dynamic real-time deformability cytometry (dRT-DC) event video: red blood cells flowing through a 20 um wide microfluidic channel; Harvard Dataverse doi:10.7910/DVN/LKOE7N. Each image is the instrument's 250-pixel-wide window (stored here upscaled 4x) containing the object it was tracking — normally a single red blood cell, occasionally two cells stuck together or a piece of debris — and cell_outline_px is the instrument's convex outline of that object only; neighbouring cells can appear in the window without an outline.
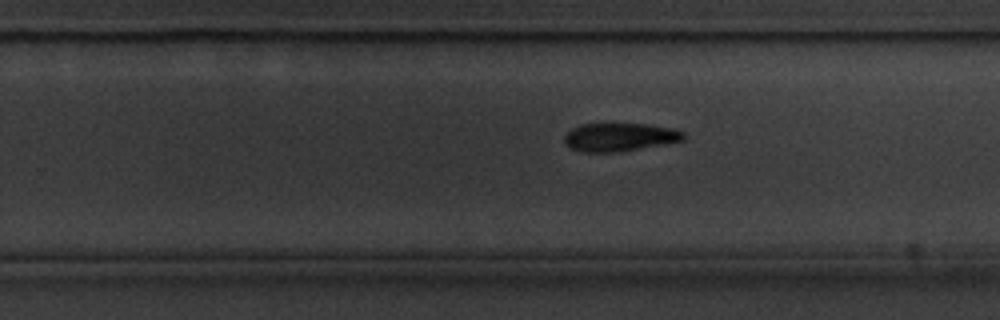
{"species": "common noctule bat (a hibernating species)", "species_latin": "Nyctalus noctula", "temperature_condition": "cold", "stored_images_in_passage": 41, "camera_frame_rate_fps": 3000, "um_per_image_px": 0.085, "animal": {"sex": "male", "body_mass_g": 20.1, "forearm_length_mm": 53.5}, "frame": {"image": 1, "passage_image": 21, "time_ms": 6.667, "image_size_px": [1000, 320], "cell_outline_px": [[684, 140], [616, 152], [584, 152], [568, 148], [564, 144], [564, 136], [572, 128], [580, 124], [648, 124], [672, 128], [684, 132]], "centroid_in_image_um": [52.61, 11.65], "position_along_channel_um": 277.2, "area_um2": 19.48}}
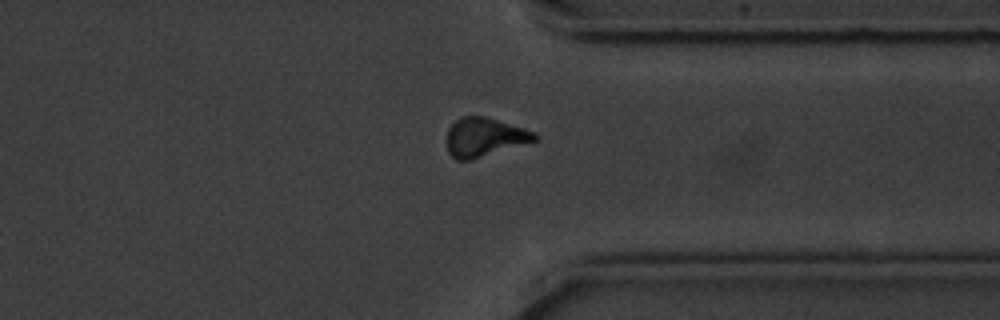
{"frame": {"image": 2, "passage_image": 29, "time_ms": 9.333, "image_size_px": [1000, 320], "cell_outline_px": [[540, 136], [536, 140], [472, 160], [456, 160], [448, 152], [448, 128], [460, 116], [484, 116], [524, 128], [536, 132]], "centroid_in_image_um": [41.18, 11.66], "position_along_channel_um": 370.2, "area_um2": 19.77}}
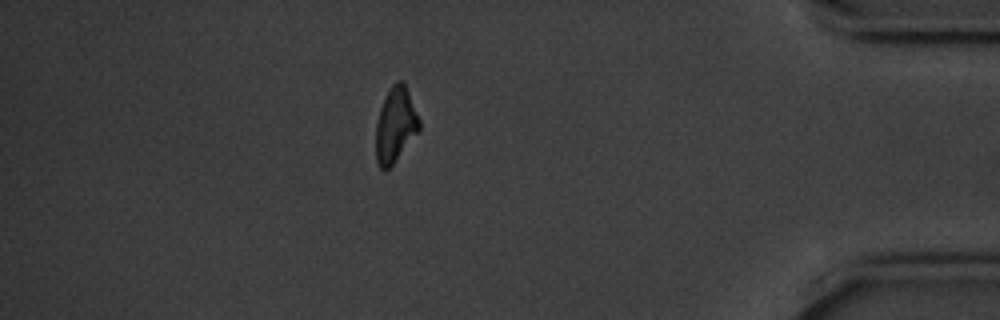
{"frame": {"image": 3, "passage_image": 35, "time_ms": 11.333, "image_size_px": [1000, 320], "cell_outline_px": [[420, 132], [396, 160], [384, 172], [376, 164], [376, 124], [380, 108], [392, 84], [396, 80], [404, 80], [420, 120]], "centroid_in_image_um": [33.63, 10.63], "position_along_channel_um": 401.6, "area_um2": 19.19}, "authors_computed_cell_mechanics": {"area_um2": 20.23, "velocity_mm_per_s": 3.5533, "shape_relaxation_time_tau1_ms": 2.4723, "shape_relaxation_time_tau2_ms": null, "deformation_change_tau1": 0.1114, "deformation_change_tau2": null}}